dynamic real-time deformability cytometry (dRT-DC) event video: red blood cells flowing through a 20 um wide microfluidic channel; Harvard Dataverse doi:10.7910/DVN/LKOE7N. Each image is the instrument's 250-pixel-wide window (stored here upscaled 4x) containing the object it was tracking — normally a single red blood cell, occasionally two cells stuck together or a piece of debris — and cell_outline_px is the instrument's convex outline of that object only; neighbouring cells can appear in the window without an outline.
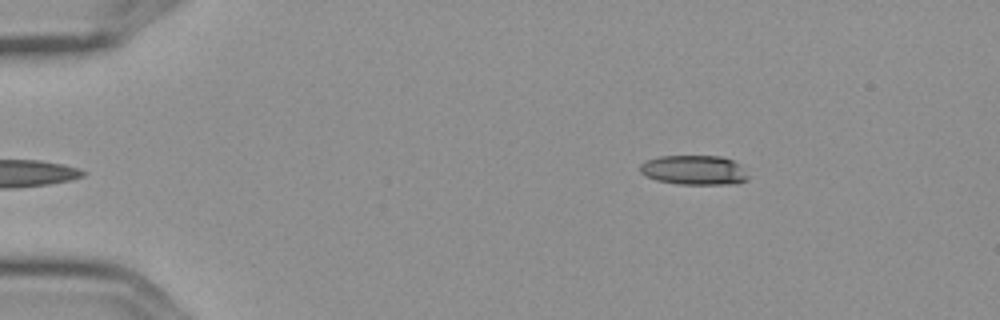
{"species": "Egyptian fruit bat (a non-hibernating species)", "species_latin": "Rousettus aegyptiacus", "temperature_condition": "cold", "stored_images_in_passage": 5, "camera_frame_rate_fps": 3000, "um_per_image_px": 0.085, "frame": {"image": 1, "passage_image": 5, "time_ms": 1.333, "image_size_px": [1000, 320], "cell_outline_px": [[748, 180], [736, 184], [676, 184], [656, 180], [644, 176], [640, 172], [640, 164], [648, 160], [660, 156], [720, 156], [732, 160], [740, 164], [748, 176]], "centroid_in_image_um": [59.0, 14.46], "position_along_channel_um": 26.0, "area_um2": 18.73}}